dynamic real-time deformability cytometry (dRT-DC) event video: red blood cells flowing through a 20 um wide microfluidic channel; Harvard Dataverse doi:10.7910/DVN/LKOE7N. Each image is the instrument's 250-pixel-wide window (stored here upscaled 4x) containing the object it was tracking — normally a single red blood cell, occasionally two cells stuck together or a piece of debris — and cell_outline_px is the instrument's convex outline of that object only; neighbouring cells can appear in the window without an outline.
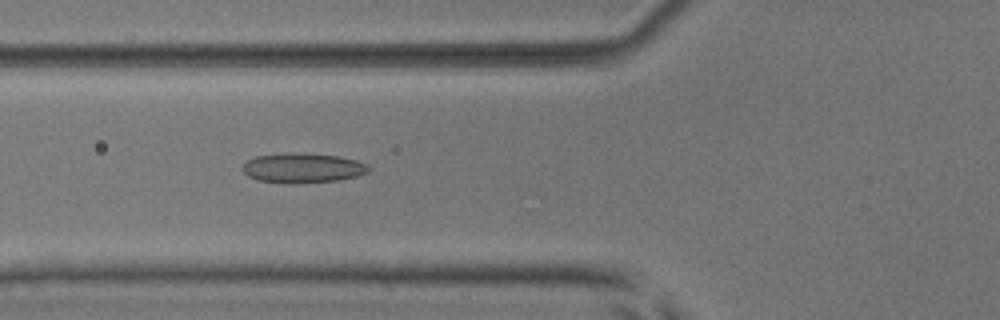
{"species": "common noctule bat (a hibernating species)", "species_latin": "Nyctalus noctula", "temperature_condition": "room temperature", "stored_images_in_passage": 46, "camera_frame_rate_fps": 3000, "um_per_image_px": 0.085, "animal": {"sex": "male", "body_mass_g": 17.9, "forearm_length_mm": 54.2}, "frame": {"image": 1, "passage_image": 14, "time_ms": 4.333, "image_size_px": [1000, 320], "cell_outline_px": [[372, 168], [368, 172], [356, 176], [340, 180], [256, 180], [248, 176], [240, 168], [248, 160], [256, 156], [288, 152], [336, 156], [356, 160], [368, 164]], "centroid_in_image_um": [25.75, 14.22], "position_along_channel_um": 100.0, "area_um2": 20.75}}
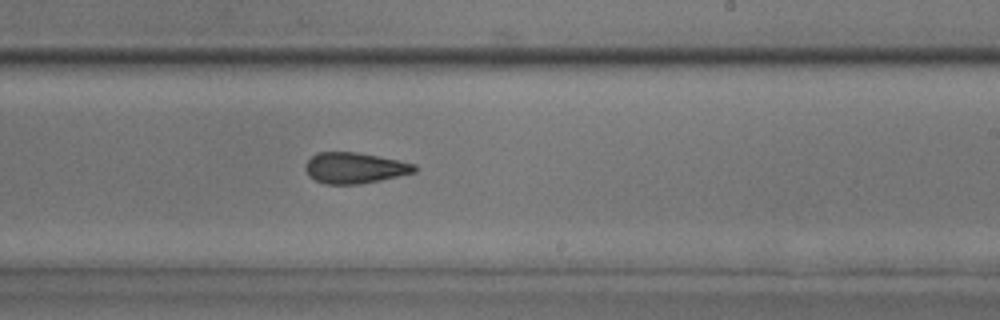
{"frame": {"image": 2, "passage_image": 26, "time_ms": 8.333, "image_size_px": [1000, 320], "cell_outline_px": [[416, 172], [380, 180], [360, 184], [324, 184], [308, 176], [304, 168], [304, 164], [316, 152], [356, 152], [400, 160], [416, 164]], "centroid_in_image_um": [30.13, 14.27], "position_along_channel_um": 258.9, "area_um2": 19.77}}
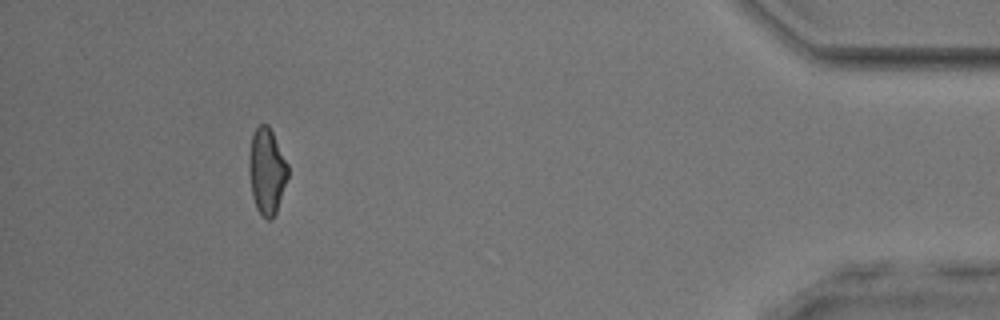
{"frame": {"image": 3, "passage_image": 42, "time_ms": 13.667, "image_size_px": [1000, 320], "cell_outline_px": [[288, 176], [276, 212], [272, 220], [268, 220], [256, 208], [252, 196], [248, 168], [248, 164], [252, 136], [256, 128], [260, 124], [268, 124], [288, 164]], "centroid_in_image_um": [22.67, 14.55], "position_along_channel_um": 412.5, "area_um2": 19.31}, "authors_computed_cell_mechanics": {"area_um2": 20.3745, "velocity_mm_per_s": 3.9802, "shape_relaxation_time_tau1_ms": 2.7962, "shape_relaxation_time_tau2_ms": 2.0127, "deformation_change_tau1": 0.102, "deformation_change_tau2": 0.1053}}